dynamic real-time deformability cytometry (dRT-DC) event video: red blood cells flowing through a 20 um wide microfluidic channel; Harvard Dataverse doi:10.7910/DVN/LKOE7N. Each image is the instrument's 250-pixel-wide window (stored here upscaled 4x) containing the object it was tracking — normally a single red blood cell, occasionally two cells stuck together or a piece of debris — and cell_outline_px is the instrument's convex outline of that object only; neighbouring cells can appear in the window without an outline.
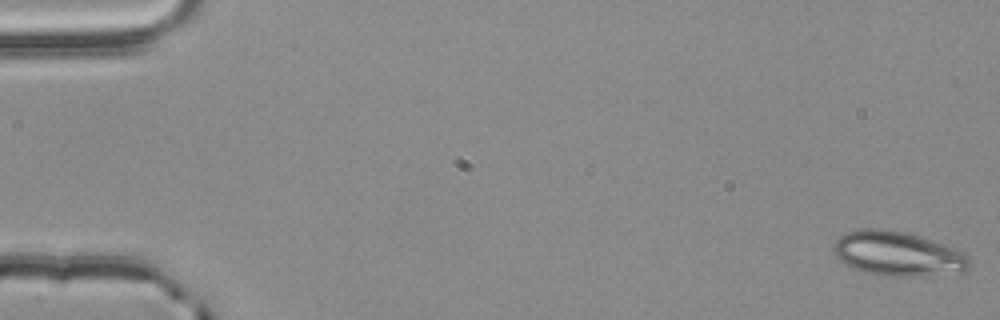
{"species": "common noctule bat (a hibernating species)", "species_latin": "Nyctalus noctula", "temperature_condition": "room temperature", "stored_images_in_passage": 16, "camera_frame_rate_fps": 3000, "um_per_image_px": 0.085, "animal": {"sex": "male", "body_mass_g": 20.4}, "frame": {"image": 1, "passage_image": 1, "time_ms": 0.0, "image_size_px": [1000, 320], "cell_outline_px": [[972, 264], [964, 272], [924, 276], [888, 276], [864, 272], [852, 268], [840, 260], [836, 256], [832, 248], [836, 240], [840, 236], [848, 232], [864, 228], [880, 228], [908, 232], [956, 248], [968, 256], [972, 260]], "centroid_in_image_um": [76.35, 21.57], "position_along_channel_um": 8.7, "area_um2": 35.55}}